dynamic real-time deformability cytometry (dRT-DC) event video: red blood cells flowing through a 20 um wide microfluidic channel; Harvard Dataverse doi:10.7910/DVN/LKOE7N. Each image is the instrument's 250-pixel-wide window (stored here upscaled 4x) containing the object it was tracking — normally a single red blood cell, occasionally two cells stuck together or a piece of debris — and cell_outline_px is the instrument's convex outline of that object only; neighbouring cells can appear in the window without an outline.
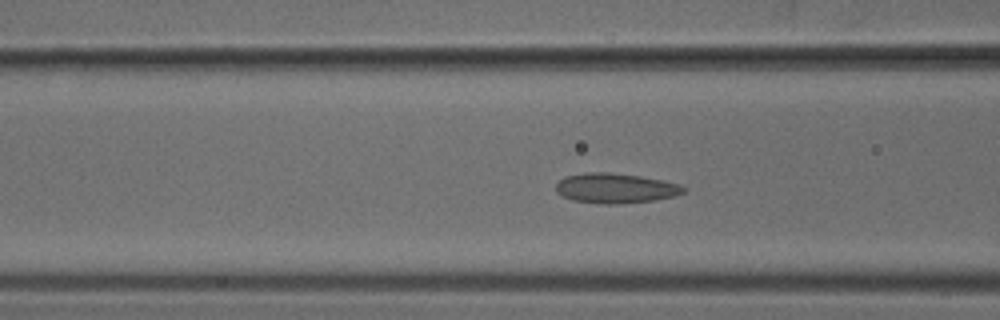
{"species": "common noctule bat (a hibernating species)", "species_latin": "Nyctalus noctula", "temperature_condition": "cold", "stored_images_in_passage": 51, "camera_frame_rate_fps": 3000, "um_per_image_px": 0.085, "animal": {"sex": "male", "body_mass_g": 18.8}, "frame": {"image": 1, "passage_image": 19, "time_ms": 6.0, "image_size_px": [1000, 320], "cell_outline_px": [[688, 188], [684, 192], [676, 196], [652, 200], [616, 204], [600, 204], [572, 200], [556, 192], [556, 184], [564, 176], [584, 172], [608, 172], [640, 176], [680, 184]], "centroid_in_image_um": [52.31, 15.99], "position_along_channel_um": 114.3, "area_um2": 22.31}}
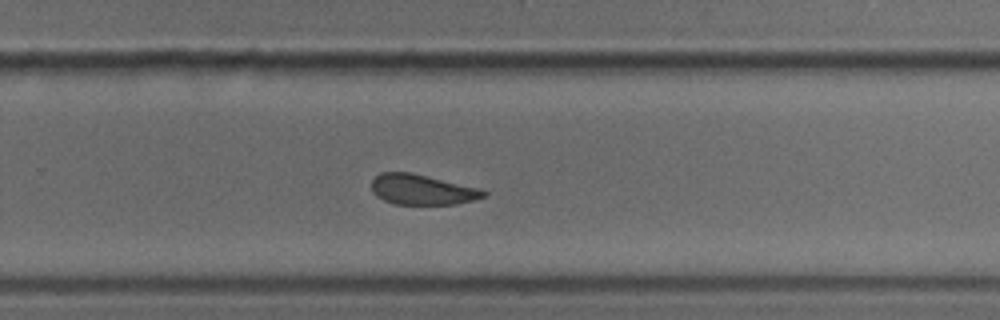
{"frame": {"image": 2, "passage_image": 33, "time_ms": 10.667, "image_size_px": [1000, 320], "cell_outline_px": [[488, 196], [456, 204], [392, 204], [376, 196], [372, 192], [372, 180], [380, 172], [412, 172], [480, 188], [488, 192]], "centroid_in_image_um": [35.88, 16.11], "position_along_channel_um": 293.9, "area_um2": 19.94}}
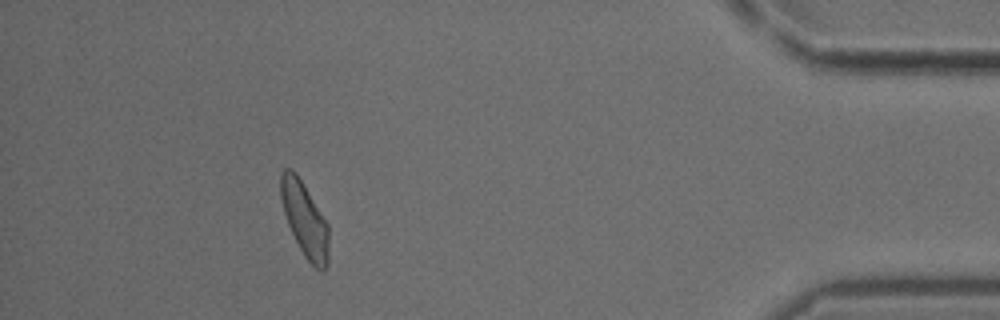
{"frame": {"image": 3, "passage_image": 46, "time_ms": 15.0, "image_size_px": [1000, 320], "cell_outline_px": [[328, 264], [324, 272], [316, 268], [304, 256], [288, 224], [284, 212], [280, 196], [280, 176], [284, 168], [292, 168], [296, 172], [328, 224]], "centroid_in_image_um": [25.89, 18.64], "position_along_channel_um": 409.3, "area_um2": 20.63}}